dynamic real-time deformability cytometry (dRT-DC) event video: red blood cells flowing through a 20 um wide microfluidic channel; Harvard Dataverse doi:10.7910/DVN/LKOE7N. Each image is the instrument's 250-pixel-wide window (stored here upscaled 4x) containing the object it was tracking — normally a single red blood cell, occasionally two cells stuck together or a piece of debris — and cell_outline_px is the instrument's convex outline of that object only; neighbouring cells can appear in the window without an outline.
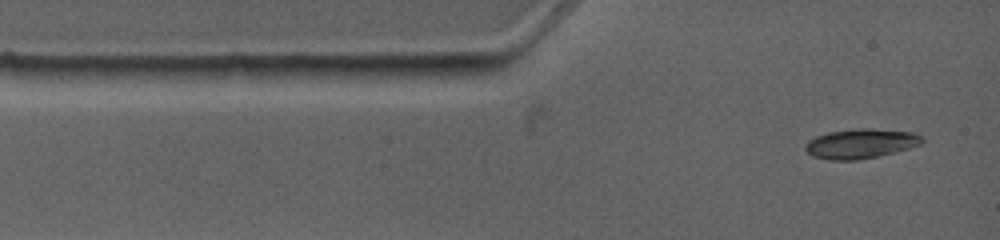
{"species": "common noctule bat (a hibernating species)", "species_latin": "Nyctalus noctula", "temperature_condition": "warm", "stored_images_in_passage": 3, "camera_frame_rate_fps": 4500, "um_per_image_px": 0.085, "animal": {"sex": "female", "body_mass_g": 19.0, "forearm_length_mm": 53.3}, "frame": {"image": 1, "passage_image": 1, "time_ms": 0.0, "image_size_px": [1000, 240], "cell_outline_px": [[924, 140], [920, 144], [908, 148], [860, 160], [828, 160], [812, 156], [804, 148], [804, 144], [808, 140], [816, 136], [828, 132], [860, 128], [868, 128], [912, 132], [924, 136]], "centroid_in_image_um": [73.13, 12.2], "position_along_channel_um": 11.9, "area_um2": 20.11}}
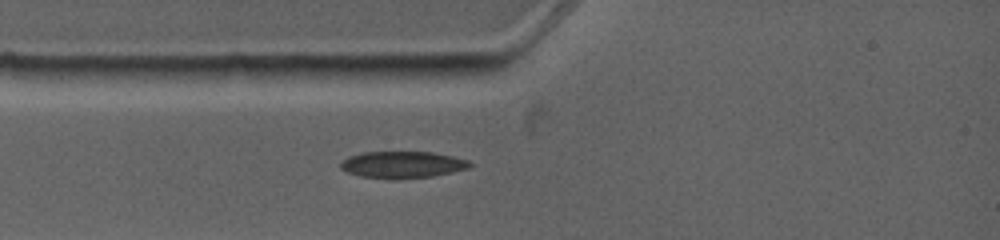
{"frame": {"image": 2, "passage_image": 3, "time_ms": 1.778, "image_size_px": [1000, 240], "cell_outline_px": [[472, 164], [468, 168], [452, 172], [432, 176], [360, 176], [348, 172], [340, 168], [340, 164], [348, 156], [364, 152], [432, 152], [452, 156], [468, 160]], "centroid_in_image_um": [34.23, 13.94], "position_along_channel_um": 50.8, "area_um2": 19.13}}